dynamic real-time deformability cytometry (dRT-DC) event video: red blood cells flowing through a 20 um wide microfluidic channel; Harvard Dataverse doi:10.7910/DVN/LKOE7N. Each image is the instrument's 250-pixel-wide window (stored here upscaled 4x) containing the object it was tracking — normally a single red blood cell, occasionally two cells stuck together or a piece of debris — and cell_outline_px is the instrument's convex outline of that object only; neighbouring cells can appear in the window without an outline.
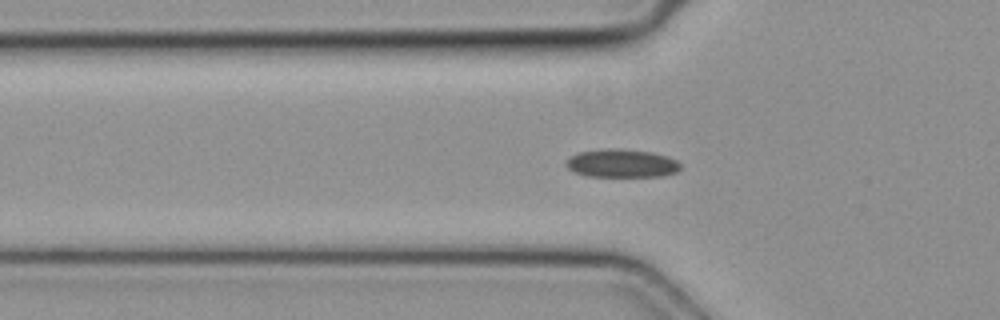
{"species": "common noctule bat (a hibernating species)", "species_latin": "Nyctalus noctula", "temperature_condition": "cold", "stored_images_in_passage": 37, "camera_frame_rate_fps": 3000, "um_per_image_px": 0.085, "animal": {"sex": "female", "body_mass_g": 19.3, "forearm_length_mm": 54.1}, "frame": {"image": 1, "passage_image": 3, "time_ms": 0.667, "image_size_px": [1000, 320], "cell_outline_px": [[680, 168], [676, 172], [660, 176], [588, 176], [576, 172], [568, 168], [564, 164], [568, 156], [576, 152], [608, 148], [620, 148], [652, 152], [668, 156], [676, 160], [680, 164]], "centroid_in_image_um": [52.81, 13.86], "position_along_channel_um": 73.0, "area_um2": 18.96}}
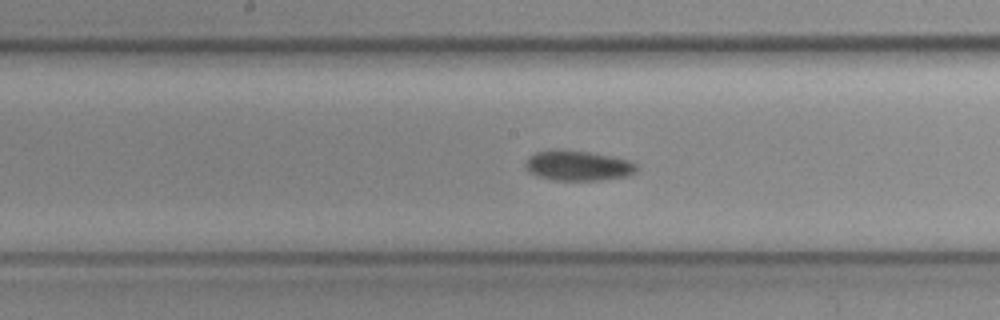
{"frame": {"image": 2, "passage_image": 12, "time_ms": 3.667, "image_size_px": [1000, 320], "cell_outline_px": [[636, 172], [624, 176], [596, 180], [552, 180], [528, 172], [528, 156], [536, 152], [556, 148], [592, 152], [616, 156], [628, 160], [636, 164]], "centroid_in_image_um": [49.14, 14.05], "position_along_channel_um": 199.1, "area_um2": 19.48}}
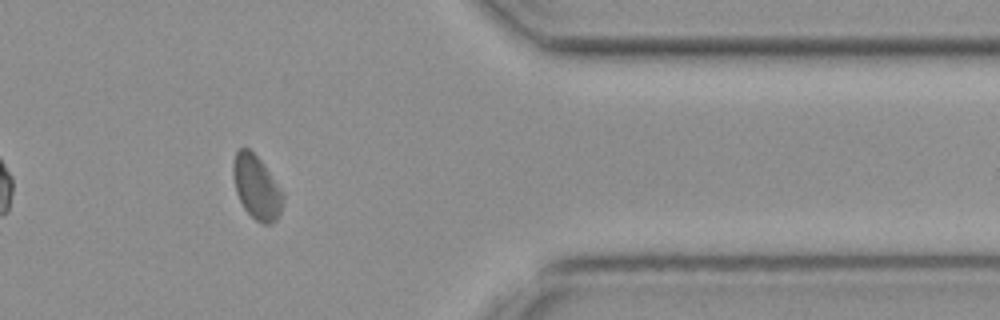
{"frame": {"image": 3, "passage_image": 27, "time_ms": 8.667, "image_size_px": [1000, 320], "cell_outline_px": [[284, 200], [280, 216], [276, 220], [268, 224], [264, 224], [256, 220], [244, 208], [236, 192], [232, 172], [232, 164], [236, 152], [240, 148], [248, 148], [260, 160], [284, 192]], "centroid_in_image_um": [21.82, 15.93], "position_along_channel_um": 389.6, "area_um2": 18.5}}